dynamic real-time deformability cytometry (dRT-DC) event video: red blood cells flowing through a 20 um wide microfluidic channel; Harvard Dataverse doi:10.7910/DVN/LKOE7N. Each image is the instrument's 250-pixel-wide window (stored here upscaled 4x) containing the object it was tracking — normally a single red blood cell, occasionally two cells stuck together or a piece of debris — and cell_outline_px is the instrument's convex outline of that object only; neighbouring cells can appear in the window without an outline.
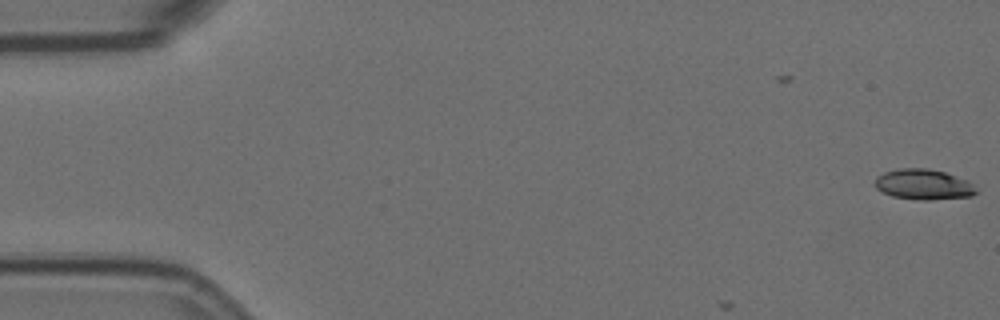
{"species": "Egyptian fruit bat (a non-hibernating species)", "species_latin": "Rousettus aegyptiacus", "temperature_condition": "room temperature", "stored_images_in_passage": 3, "camera_frame_rate_fps": 3000, "um_per_image_px": 0.085, "animal": {"sex": "female"}, "frame": {"image": 1, "passage_image": 1, "time_ms": 0.0, "image_size_px": [1000, 320], "cell_outline_px": [[976, 192], [972, 196], [928, 200], [916, 200], [892, 196], [880, 192], [876, 188], [876, 176], [884, 172], [900, 168], [928, 168], [944, 172], [968, 180], [972, 184]], "centroid_in_image_um": [78.46, 15.68], "position_along_channel_um": 6.5, "area_um2": 17.98}}